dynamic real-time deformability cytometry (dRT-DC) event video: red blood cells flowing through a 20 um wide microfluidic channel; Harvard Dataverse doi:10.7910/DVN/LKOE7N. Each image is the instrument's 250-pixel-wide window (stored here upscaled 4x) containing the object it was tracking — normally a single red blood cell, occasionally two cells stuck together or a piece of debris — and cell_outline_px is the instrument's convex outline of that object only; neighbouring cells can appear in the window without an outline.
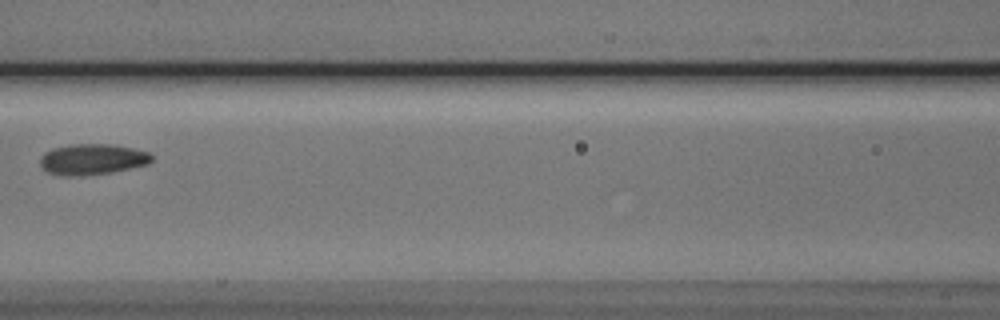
{"species": "Egyptian fruit bat (a non-hibernating species)", "species_latin": "Rousettus aegyptiacus", "temperature_condition": "cold", "stored_images_in_passage": 8, "camera_frame_rate_fps": 3000, "um_per_image_px": 0.085, "animal": {"sex": "male"}, "frame": {"image": 1, "passage_image": 7, "time_ms": 8.0, "image_size_px": [1000, 320], "cell_outline_px": [[152, 160], [148, 164], [112, 172], [80, 176], [64, 176], [48, 172], [40, 164], [40, 156], [44, 152], [52, 148], [72, 144], [112, 144], [132, 148], [148, 152], [152, 156]], "centroid_in_image_um": [7.82, 13.54], "position_along_channel_um": 158.8, "area_um2": 20.06}}
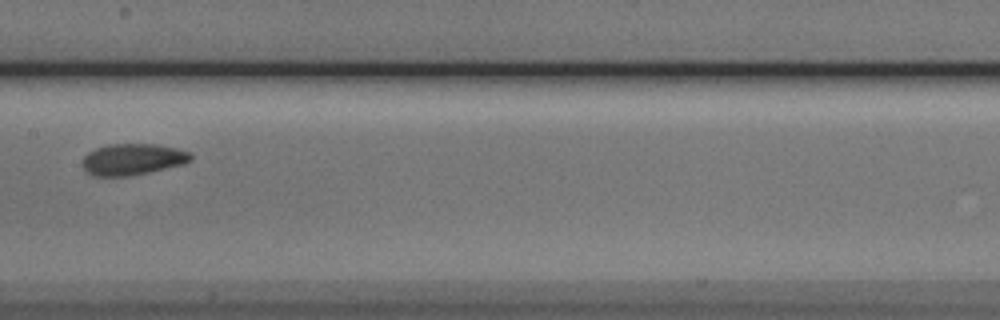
{"frame": {"image": 2, "passage_image": 8, "time_ms": 9.0, "image_size_px": [1000, 320], "cell_outline_px": [[192, 160], [184, 164], [148, 172], [128, 176], [92, 176], [84, 168], [84, 156], [88, 152], [96, 148], [108, 144], [156, 144], [176, 148], [188, 152], [192, 156]], "centroid_in_image_um": [11.28, 13.54], "position_along_channel_um": 196.1, "area_um2": 19.65}}